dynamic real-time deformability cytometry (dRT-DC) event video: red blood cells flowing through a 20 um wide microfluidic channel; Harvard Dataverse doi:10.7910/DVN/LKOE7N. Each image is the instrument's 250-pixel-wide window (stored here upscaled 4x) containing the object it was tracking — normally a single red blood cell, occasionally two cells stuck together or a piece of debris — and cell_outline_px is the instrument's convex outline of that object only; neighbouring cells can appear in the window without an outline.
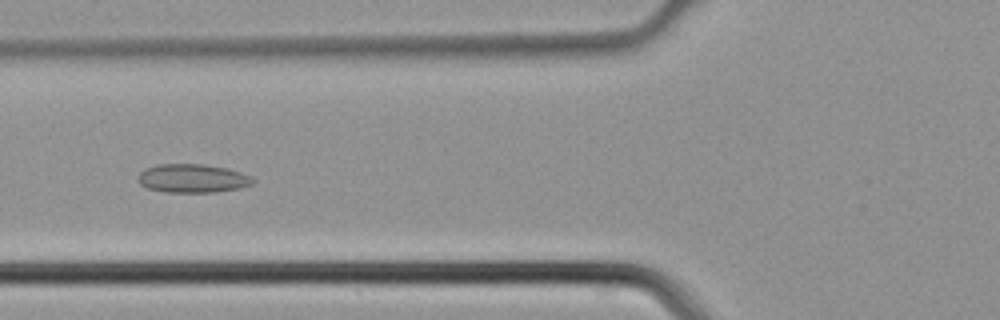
{"species": "common noctule bat (a hibernating species)", "species_latin": "Nyctalus noctula", "temperature_condition": "cold", "stored_images_in_passage": 34, "camera_frame_rate_fps": 3000, "um_per_image_px": 0.085, "animal": {"sex": "male", "body_mass_g": 21.5, "forearm_length_mm": 52.0}, "frame": {"image": 1, "passage_image": 10, "time_ms": 3.0, "image_size_px": [1000, 320], "cell_outline_px": [[256, 180], [252, 184], [240, 188], [216, 192], [164, 192], [148, 188], [140, 184], [136, 180], [136, 176], [144, 168], [160, 164], [204, 164], [228, 168], [252, 176]], "centroid_in_image_um": [16.36, 15.16], "position_along_channel_um": 109.4, "area_um2": 19.42}}
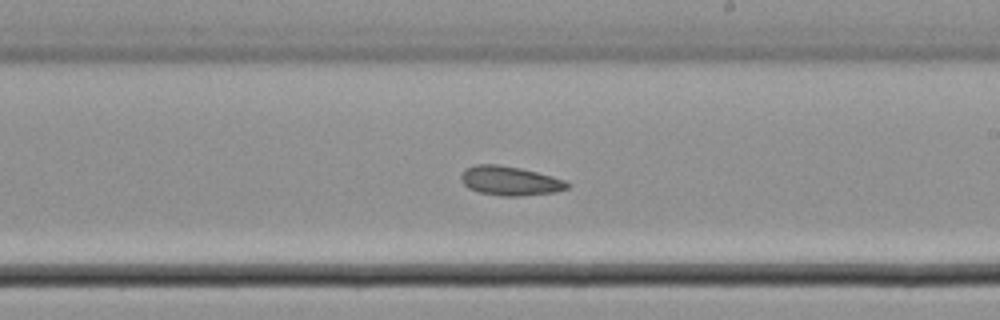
{"frame": {"image": 2, "passage_image": 19, "time_ms": 6.0, "image_size_px": [1000, 320], "cell_outline_px": [[572, 184], [568, 188], [556, 192], [520, 196], [500, 196], [480, 192], [468, 188], [460, 180], [460, 176], [464, 168], [476, 164], [496, 164], [520, 168], [552, 176], [564, 180]], "centroid_in_image_um": [43.33, 15.37], "position_along_channel_um": 245.7, "area_um2": 18.21}}
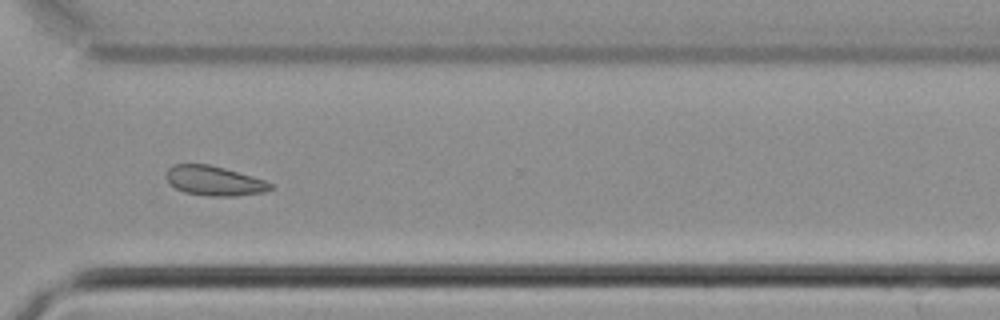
{"frame": {"image": 3, "passage_image": 26, "time_ms": 8.333, "image_size_px": [1000, 320], "cell_outline_px": [[272, 188], [264, 192], [236, 196], [208, 196], [184, 192], [176, 188], [168, 180], [168, 168], [172, 164], [208, 164], [224, 168], [252, 176], [264, 180], [272, 184]], "centroid_in_image_um": [18.22, 15.37], "position_along_channel_um": 352.4, "area_um2": 17.74}}